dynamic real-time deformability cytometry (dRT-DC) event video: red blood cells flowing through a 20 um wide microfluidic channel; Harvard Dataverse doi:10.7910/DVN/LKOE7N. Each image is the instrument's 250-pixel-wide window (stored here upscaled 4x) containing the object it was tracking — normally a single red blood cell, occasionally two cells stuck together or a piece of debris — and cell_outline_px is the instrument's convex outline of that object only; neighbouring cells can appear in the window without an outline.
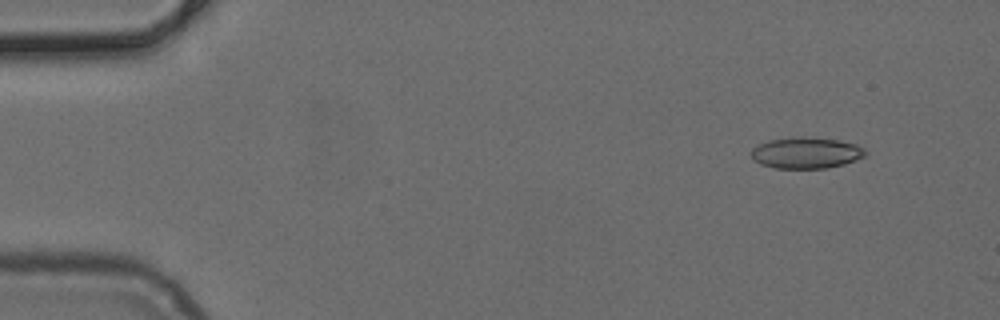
{"species": "common noctule bat (a hibernating species)", "species_latin": "Nyctalus noctula", "temperature_condition": "cold", "stored_images_in_passage": 9, "camera_frame_rate_fps": 3000, "um_per_image_px": 0.085, "animal": {"sex": "female", "body_mass_g": 24.6, "forearm_length_mm": 56.2}, "frame": {"image": 1, "passage_image": 5, "time_ms": 1.333, "image_size_px": [1000, 320], "cell_outline_px": [[864, 156], [844, 164], [828, 168], [776, 168], [760, 164], [752, 160], [752, 148], [768, 140], [796, 136], [800, 136], [836, 140], [856, 144], [864, 148]], "centroid_in_image_um": [68.48, 12.99], "position_along_channel_um": 16.5, "area_um2": 20.63}}